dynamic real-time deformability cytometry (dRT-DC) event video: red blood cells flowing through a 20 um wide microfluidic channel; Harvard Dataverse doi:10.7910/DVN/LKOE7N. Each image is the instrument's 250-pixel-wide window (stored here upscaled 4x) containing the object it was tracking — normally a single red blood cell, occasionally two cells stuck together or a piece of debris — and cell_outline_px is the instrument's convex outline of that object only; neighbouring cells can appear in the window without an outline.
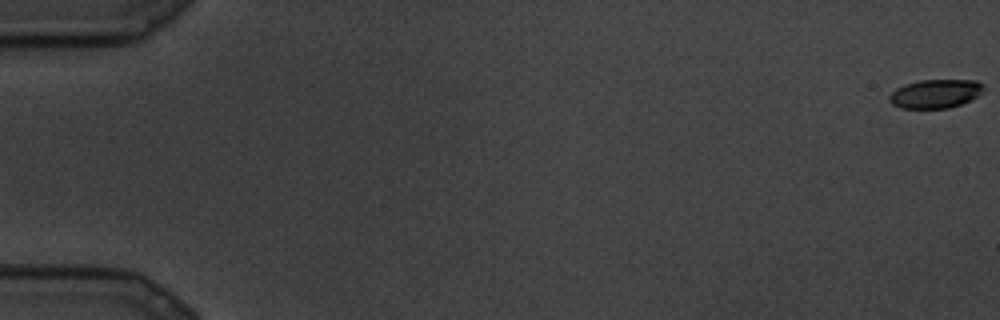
{"species": "common noctule bat (a hibernating species)", "species_latin": "Nyctalus noctula", "temperature_condition": "cold", "stored_images_in_passage": 8, "camera_frame_rate_fps": 3000, "um_per_image_px": 0.085, "animal": {"sex": "male", "body_mass_g": 19.5, "forearm_length_mm": 54.6}, "frame": {"image": 1, "passage_image": 1, "time_ms": 0.0, "image_size_px": [1000, 320], "cell_outline_px": [[984, 88], [976, 96], [960, 104], [948, 108], [900, 108], [892, 104], [888, 100], [888, 96], [896, 88], [904, 84], [920, 80], [976, 80], [984, 84]], "centroid_in_image_um": [79.46, 7.96], "position_along_channel_um": 5.5, "area_um2": 15.72}}